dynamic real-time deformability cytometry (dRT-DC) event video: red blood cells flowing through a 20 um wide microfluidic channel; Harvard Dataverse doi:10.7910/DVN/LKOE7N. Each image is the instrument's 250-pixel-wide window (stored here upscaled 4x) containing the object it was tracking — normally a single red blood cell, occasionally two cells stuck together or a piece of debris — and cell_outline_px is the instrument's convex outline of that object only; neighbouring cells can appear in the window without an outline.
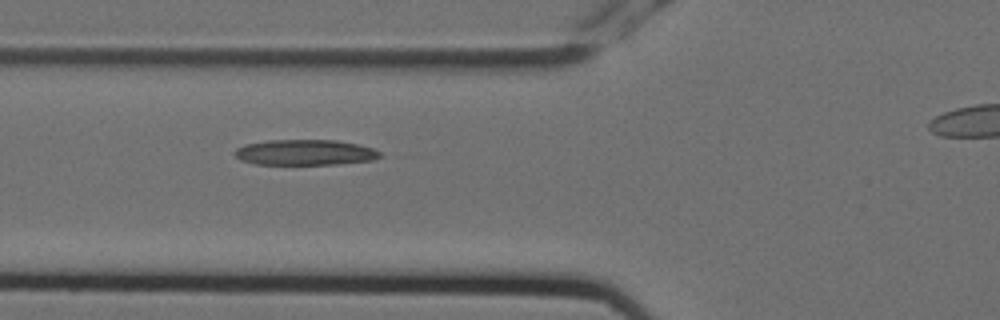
{"species": "Egyptian fruit bat (a non-hibernating species)", "species_latin": "Rousettus aegyptiacus", "temperature_condition": "cold", "stored_images_in_passage": 4, "segment_of_instrument_passage": [1, 2], "camera_frame_rate_fps": 3000, "um_per_image_px": 0.085, "animal": {"sex": "female"}, "frame": {"image": 1, "passage_image": 3, "time_ms": 0.667, "image_size_px": [1000, 320], "cell_outline_px": [[380, 156], [372, 160], [336, 164], [256, 164], [240, 160], [232, 152], [236, 148], [244, 144], [268, 140], [336, 140], [356, 144], [372, 148], [380, 152]], "centroid_in_image_um": [25.86, 12.95], "position_along_channel_um": 99.9, "area_um2": 21.56}}